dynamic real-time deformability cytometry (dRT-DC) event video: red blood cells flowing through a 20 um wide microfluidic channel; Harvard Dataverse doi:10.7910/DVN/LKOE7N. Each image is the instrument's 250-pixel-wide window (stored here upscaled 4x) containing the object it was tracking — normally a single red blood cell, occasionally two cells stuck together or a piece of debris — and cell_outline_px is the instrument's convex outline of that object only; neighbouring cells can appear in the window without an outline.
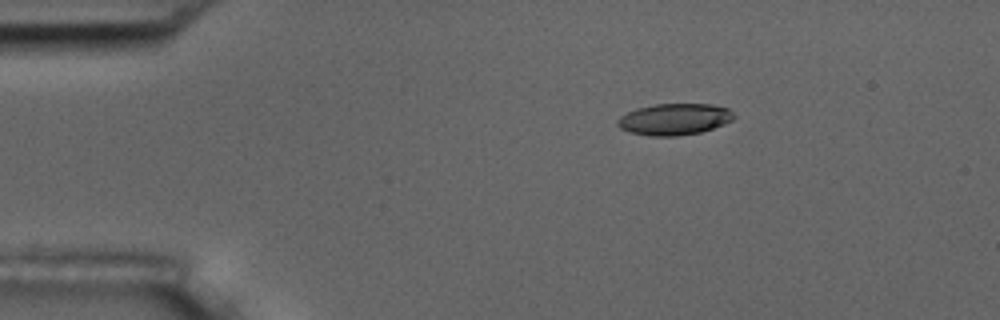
{"species": "common noctule bat (a hibernating species)", "species_latin": "Nyctalus noctula", "temperature_condition": "room temperature", "stored_images_in_passage": 5, "camera_frame_rate_fps": 3000, "um_per_image_px": 0.085, "animal": {"sex": "male", "body_mass_g": 17.5, "forearm_length_mm": 52.3}, "frame": {"image": 1, "passage_image": 3, "time_ms": 2.333, "image_size_px": [1000, 320], "cell_outline_px": [[736, 116], [732, 120], [724, 124], [700, 132], [676, 136], [652, 136], [628, 132], [620, 128], [616, 124], [616, 120], [620, 116], [636, 108], [656, 104], [712, 104], [728, 108]], "centroid_in_image_um": [57.3, 10.13], "position_along_channel_um": 27.7, "area_um2": 21.39}}
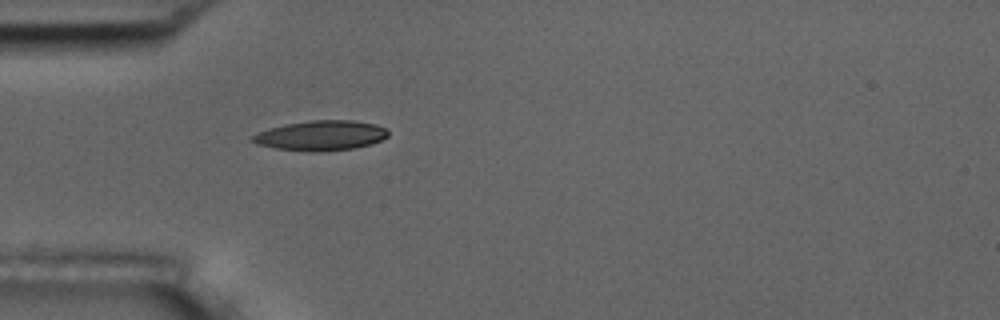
{"frame": {"image": 2, "passage_image": 5, "time_ms": 4.667, "image_size_px": [1000, 320], "cell_outline_px": [[388, 136], [372, 144], [356, 148], [320, 152], [312, 152], [276, 148], [256, 144], [252, 140], [252, 136], [268, 128], [284, 124], [312, 120], [352, 120], [376, 124], [388, 128]], "centroid_in_image_um": [27.32, 11.52], "position_along_channel_um": 57.7, "area_um2": 23.81}}